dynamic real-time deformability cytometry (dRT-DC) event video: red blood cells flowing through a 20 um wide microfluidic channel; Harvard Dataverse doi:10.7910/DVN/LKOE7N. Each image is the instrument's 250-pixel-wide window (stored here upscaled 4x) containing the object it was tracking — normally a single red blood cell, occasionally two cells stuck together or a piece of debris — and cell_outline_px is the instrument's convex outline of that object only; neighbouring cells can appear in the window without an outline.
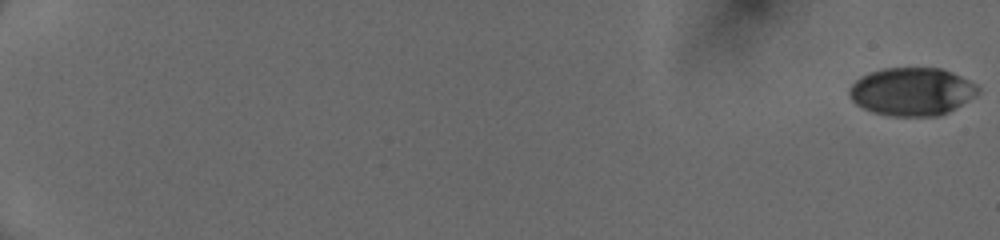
{"species": "human", "species_latin": "Homo sapiens", "temperature_condition": "cold", "stored_images_in_passage": 18, "camera_frame_rate_fps": 3000, "um_per_image_px": 0.085, "donor": {"sex": "female"}, "frame": {"image": 1, "passage_image": 1, "time_ms": 0.0, "image_size_px": [1000, 240], "cell_outline_px": [[980, 92], [976, 96], [948, 112], [936, 116], [892, 116], [872, 112], [856, 104], [848, 96], [848, 88], [860, 76], [868, 72], [884, 68], [940, 68], [952, 72], [976, 84], [980, 88]], "centroid_in_image_um": [77.49, 7.78], "position_along_channel_um": 7.5, "area_um2": 36.18}}
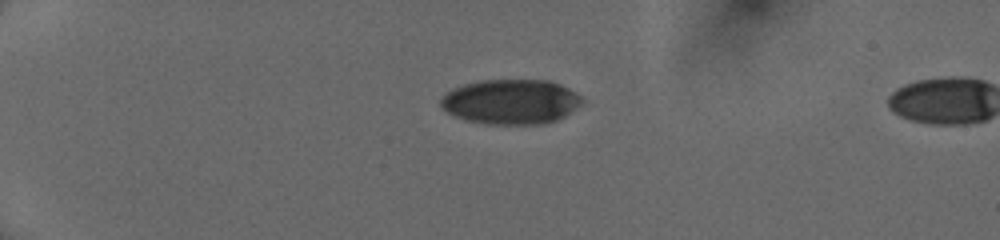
{"frame": {"image": 2, "passage_image": 16, "time_ms": 5.0, "image_size_px": [1000, 240], "cell_outline_px": [[584, 100], [580, 104], [564, 116], [556, 120], [544, 124], [484, 124], [468, 120], [456, 116], [448, 112], [440, 104], [440, 100], [452, 88], [464, 84], [480, 80], [548, 80], [560, 84], [576, 92]], "centroid_in_image_um": [43.43, 8.64], "position_along_channel_um": 41.6, "area_um2": 36.76}}